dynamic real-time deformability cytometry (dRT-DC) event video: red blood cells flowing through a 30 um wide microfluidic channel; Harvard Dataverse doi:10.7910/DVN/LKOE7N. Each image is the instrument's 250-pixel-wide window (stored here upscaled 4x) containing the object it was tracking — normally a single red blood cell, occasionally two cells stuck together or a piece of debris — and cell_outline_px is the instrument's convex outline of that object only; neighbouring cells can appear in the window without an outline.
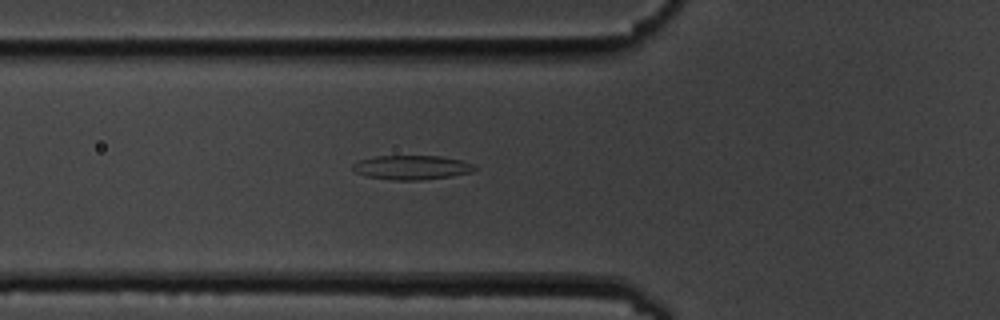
{"species": "common noctule bat (a hibernating species)", "species_latin": "Nyctalus noctula", "temperature_condition": "cold", "stored_images_in_passage": 5, "camera_frame_rate_fps": 3000, "um_per_image_px": 0.085, "animal": {"sex": "male", "body_mass_g": 19.5, "forearm_length_mm": 54.6}, "frame": {"image": 1, "passage_image": 5, "time_ms": 5.667, "image_size_px": [1000, 320], "cell_outline_px": [[480, 168], [472, 172], [452, 176], [420, 180], [392, 180], [368, 176], [356, 172], [352, 168], [352, 164], [360, 160], [376, 156], [440, 156], [460, 160], [472, 164]], "centroid_in_image_um": [35.03, 14.23], "position_along_channel_um": 90.8, "area_um2": 17.17}}